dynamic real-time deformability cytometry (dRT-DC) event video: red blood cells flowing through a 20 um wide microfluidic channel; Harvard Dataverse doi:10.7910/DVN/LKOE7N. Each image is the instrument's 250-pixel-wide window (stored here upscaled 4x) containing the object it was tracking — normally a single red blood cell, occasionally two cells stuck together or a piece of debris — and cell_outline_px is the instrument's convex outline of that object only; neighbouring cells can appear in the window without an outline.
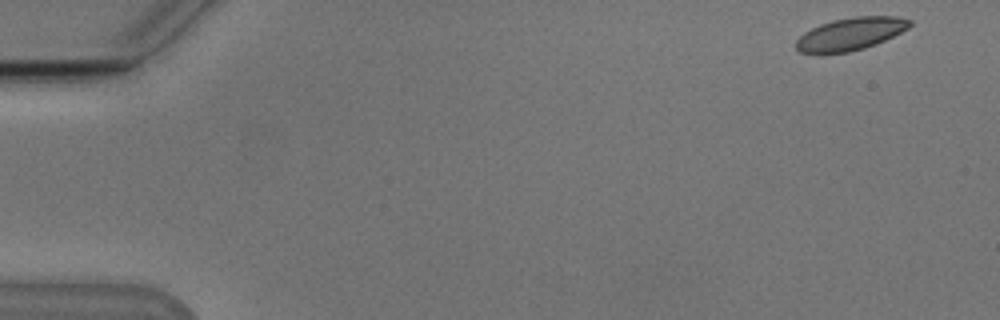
{"species": "Egyptian fruit bat (a non-hibernating species)", "species_latin": "Rousettus aegyptiacus", "temperature_condition": "cold", "stored_images_in_passage": 52, "camera_frame_rate_fps": 3000, "um_per_image_px": 0.085, "animal": {"sex": "male"}, "frame": {"image": 1, "passage_image": 1, "time_ms": 0.0, "image_size_px": [1000, 320], "cell_outline_px": [[912, 24], [908, 28], [876, 44], [864, 48], [848, 52], [800, 52], [796, 48], [796, 40], [804, 32], [820, 24], [832, 20], [852, 16], [896, 16], [912, 20]], "centroid_in_image_um": [72.31, 2.85], "position_along_channel_um": 12.7, "area_um2": 21.33}}
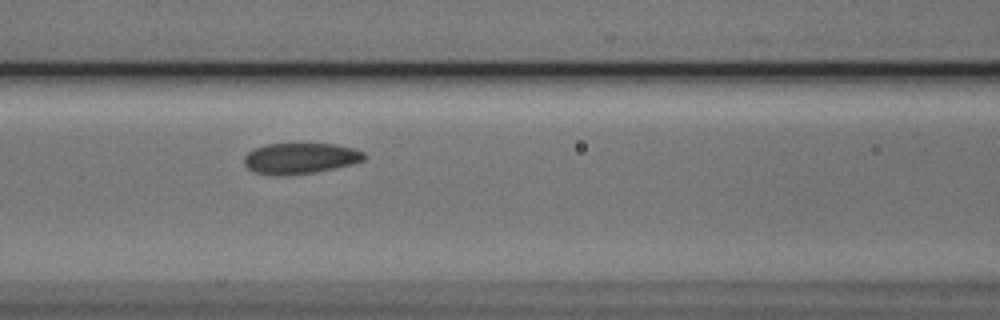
{"frame": {"image": 2, "passage_image": 22, "time_ms": 7.0, "image_size_px": [1000, 320], "cell_outline_px": [[368, 156], [364, 160], [352, 164], [336, 168], [316, 172], [284, 176], [256, 172], [248, 168], [244, 164], [244, 156], [248, 152], [264, 144], [332, 144], [352, 148], [364, 152]], "centroid_in_image_um": [25.54, 13.46], "position_along_channel_um": 141.1, "area_um2": 21.56}}
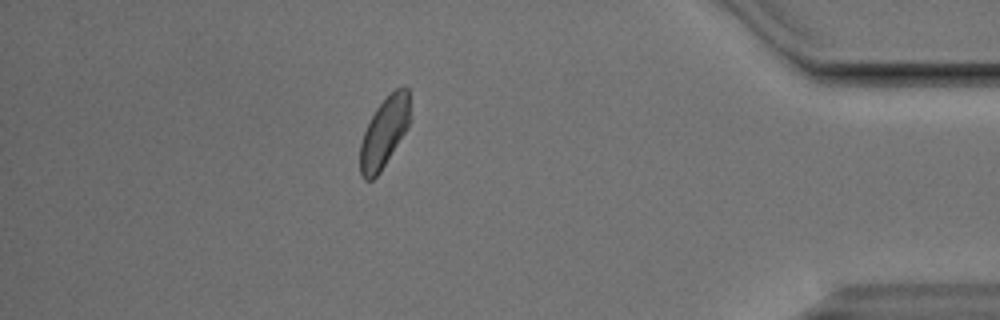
{"frame": {"image": 3, "passage_image": 46, "time_ms": 15.0, "image_size_px": [1000, 320], "cell_outline_px": [[408, 128], [380, 172], [372, 180], [364, 180], [360, 176], [360, 144], [364, 132], [376, 108], [396, 88], [408, 88]], "centroid_in_image_um": [32.62, 11.32], "position_along_channel_um": 402.6, "area_um2": 19.88}, "authors_computed_cell_mechanics": {"area_um2": 21.6172, "velocity_mm_per_s": 3.7734, "shape_relaxation_time_tau1_ms": 3.4055, "shape_relaxation_time_tau2_ms": 1.9994, "deformation_change_tau1": 0.0878, "deformation_change_tau2": 0.0607}}